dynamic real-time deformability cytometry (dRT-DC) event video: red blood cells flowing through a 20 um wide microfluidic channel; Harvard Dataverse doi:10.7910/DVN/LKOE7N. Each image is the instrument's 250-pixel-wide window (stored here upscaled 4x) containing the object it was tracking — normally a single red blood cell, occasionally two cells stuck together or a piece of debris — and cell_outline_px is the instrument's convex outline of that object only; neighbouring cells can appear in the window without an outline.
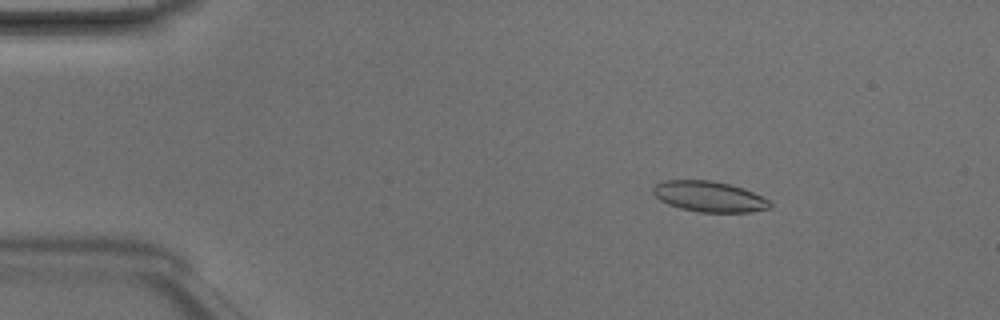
{"species": "Egyptian fruit bat (a non-hibernating species)", "species_latin": "Rousettus aegyptiacus", "temperature_condition": "room temperature", "stored_images_in_passage": 49, "camera_frame_rate_fps": 3000, "um_per_image_px": 0.085, "animal": {"sex": "male"}, "frame": {"image": 1, "passage_image": 8, "time_ms": 2.333, "image_size_px": [1000, 320], "cell_outline_px": [[772, 208], [748, 212], [700, 212], [680, 208], [668, 204], [660, 200], [652, 192], [652, 188], [656, 184], [664, 180], [712, 180], [744, 188], [768, 200], [772, 204]], "centroid_in_image_um": [60.27, 16.7], "position_along_channel_um": 24.7, "area_um2": 20.81}}
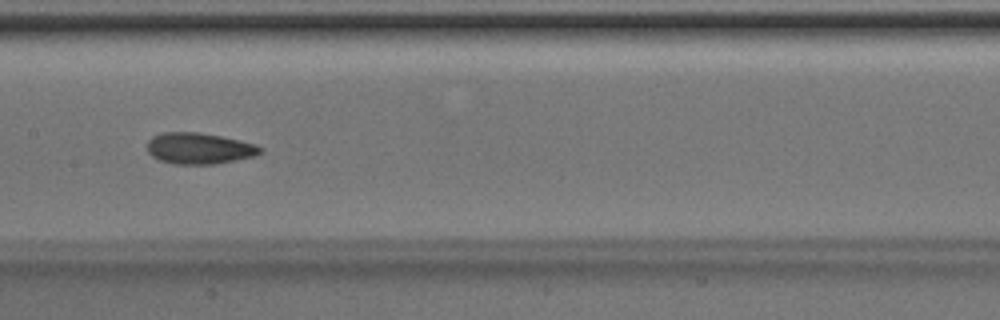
{"frame": {"image": 2, "passage_image": 25, "time_ms": 8.0, "image_size_px": [1000, 320], "cell_outline_px": [[264, 152], [256, 156], [216, 164], [172, 164], [160, 160], [152, 156], [148, 152], [148, 140], [152, 136], [160, 132], [200, 132], [240, 140], [256, 144], [264, 148]], "centroid_in_image_um": [16.96, 12.61], "position_along_channel_um": 190.4, "area_um2": 20.87}}
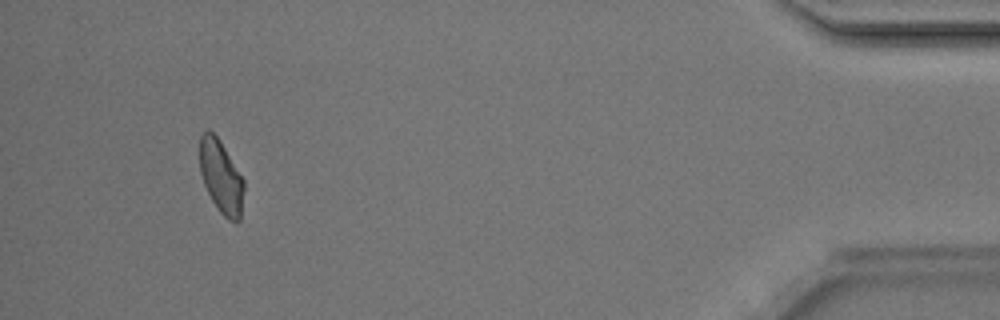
{"frame": {"image": 3, "passage_image": 46, "time_ms": 15.0, "image_size_px": [1000, 320], "cell_outline_px": [[244, 188], [240, 220], [228, 220], [220, 212], [212, 200], [204, 184], [200, 172], [200, 136], [208, 128], [220, 140], [244, 180]], "centroid_in_image_um": [18.79, 15.01], "position_along_channel_um": 416.4, "area_um2": 18.61}, "authors_computed_cell_mechanics": {"area_um2": 20.3456, "velocity_mm_per_s": 4.2011, "shape_relaxation_time_tau1_ms": 3.5974, "shape_relaxation_time_tau2_ms": 3.3596, "deformation_change_tau1": 0.1216, "deformation_change_tau2": 0.0819}}